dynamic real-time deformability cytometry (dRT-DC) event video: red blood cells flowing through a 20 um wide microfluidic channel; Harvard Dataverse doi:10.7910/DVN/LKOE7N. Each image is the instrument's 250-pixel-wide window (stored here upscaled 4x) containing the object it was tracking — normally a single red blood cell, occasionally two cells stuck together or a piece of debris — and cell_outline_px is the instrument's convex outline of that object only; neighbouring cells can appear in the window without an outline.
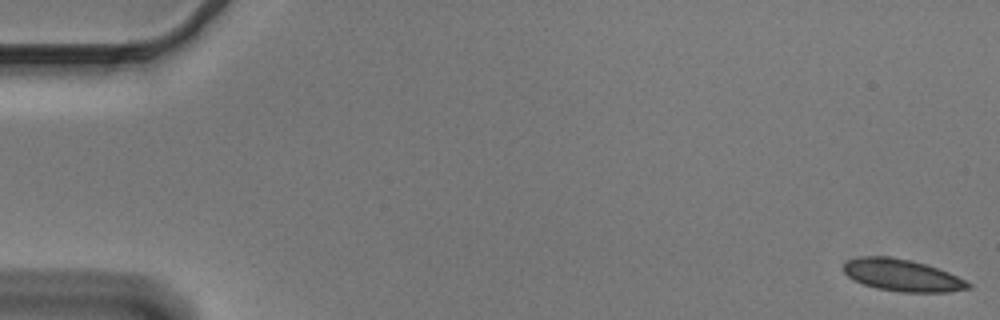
{"species": "Egyptian fruit bat (a non-hibernating species)", "species_latin": "Rousettus aegyptiacus", "temperature_condition": "cold", "stored_images_in_passage": 55, "camera_frame_rate_fps": 3000, "um_per_image_px": 0.085, "animal": {"sex": "male"}, "frame": {"image": 1, "passage_image": 1, "time_ms": 0.0, "image_size_px": [1000, 320], "cell_outline_px": [[972, 288], [948, 292], [900, 292], [876, 288], [864, 284], [848, 276], [844, 272], [844, 264], [848, 260], [860, 256], [888, 256], [912, 260], [948, 272], [972, 284]], "centroid_in_image_um": [76.69, 23.4], "position_along_channel_um": 8.3, "area_um2": 23.06}}
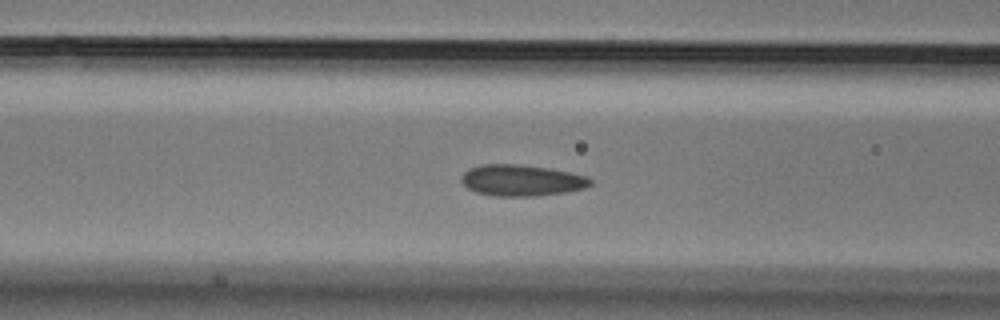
{"frame": {"image": 2, "passage_image": 22, "time_ms": 7.0, "image_size_px": [1000, 320], "cell_outline_px": [[592, 184], [584, 188], [564, 192], [536, 196], [496, 196], [476, 192], [468, 188], [460, 180], [460, 176], [468, 168], [480, 164], [520, 164], [548, 168], [588, 176], [592, 180]], "centroid_in_image_um": [44.3, 15.32], "position_along_channel_um": 122.3, "area_um2": 23.58}}
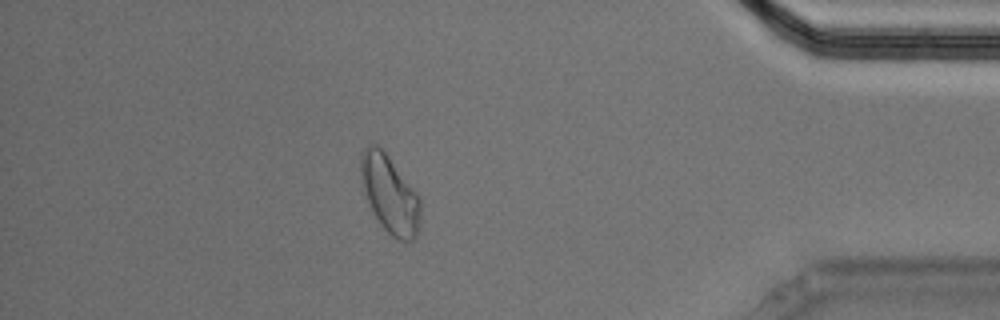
{"frame": {"image": 3, "passage_image": 48, "time_ms": 15.667, "image_size_px": [1000, 320], "cell_outline_px": [[420, 228], [416, 236], [412, 240], [400, 240], [392, 236], [380, 224], [368, 200], [360, 176], [360, 156], [364, 148], [368, 144], [376, 144], [388, 156], [416, 192], [420, 200]], "centroid_in_image_um": [33.13, 16.51], "position_along_channel_um": 402.1, "area_um2": 26.53}, "authors_computed_cell_mechanics": {"area_um2": 23.0622, "velocity_mm_per_s": 3.6605, "shape_relaxation_time_tau1_ms": 5.4067, "shape_relaxation_time_tau2_ms": 1.8852, "deformation_change_tau1": 0.1079, "deformation_change_tau2": 0.063}}